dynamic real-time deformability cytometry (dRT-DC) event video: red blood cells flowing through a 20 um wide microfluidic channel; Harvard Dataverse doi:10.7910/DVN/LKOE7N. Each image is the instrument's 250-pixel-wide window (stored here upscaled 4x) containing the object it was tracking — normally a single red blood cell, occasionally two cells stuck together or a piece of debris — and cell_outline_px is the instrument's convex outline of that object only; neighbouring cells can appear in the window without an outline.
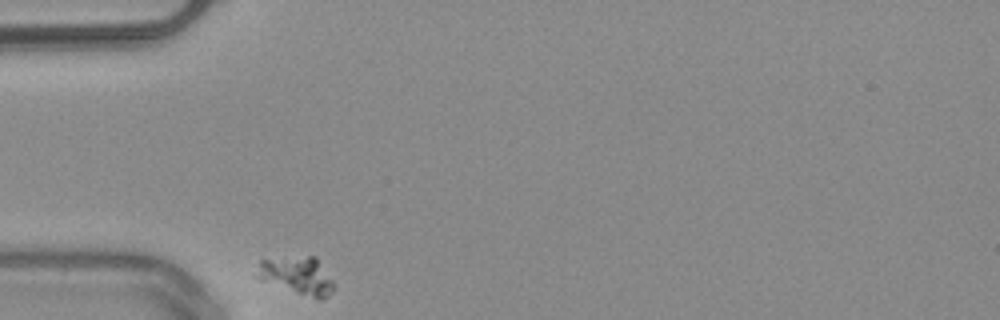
{"species": "common noctule bat (a hibernating species)", "species_latin": "Nyctalus noctula", "temperature_condition": "warm", "stored_images_in_passage": 32, "camera_frame_rate_fps": 3000, "um_per_image_px": 0.085, "animal": {"sex": "male", "body_mass_g": 20.4}, "frame": {"image": 1, "passage_image": 1, "time_ms": 0.0, "image_size_px": [1000, 320], "cell_outline_px": [[332, 292], [328, 296], [320, 300], [316, 300], [260, 280], [260, 260], [308, 256], [316, 256], [332, 280]], "centroid_in_image_um": [25.33, 23.45], "position_along_channel_um": 59.7, "area_um2": 16.47}}